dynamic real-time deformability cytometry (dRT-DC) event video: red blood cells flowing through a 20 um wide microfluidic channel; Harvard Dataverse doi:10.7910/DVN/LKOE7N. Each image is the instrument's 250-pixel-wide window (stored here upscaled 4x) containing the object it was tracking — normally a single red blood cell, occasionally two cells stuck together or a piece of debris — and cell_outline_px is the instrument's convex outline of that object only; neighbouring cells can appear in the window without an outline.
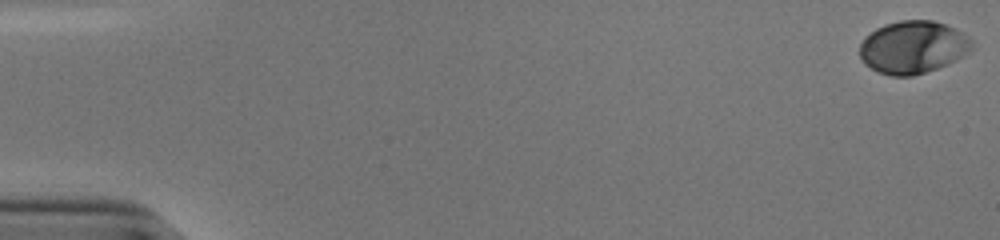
{"species": "human", "species_latin": "Homo sapiens", "temperature_condition": "cold", "stored_images_in_passage": 45, "camera_frame_rate_fps": 3000, "um_per_image_px": 0.085, "donor": {"sex": "male"}, "frame": {"image": 1, "passage_image": 1, "time_ms": 0.0, "image_size_px": [1000, 240], "cell_outline_px": [[972, 48], [968, 52], [956, 60], [948, 64], [912, 76], [892, 76], [876, 72], [864, 64], [860, 56], [860, 44], [864, 36], [876, 28], [884, 24], [900, 20], [932, 20], [956, 28], [968, 36], [972, 40]], "centroid_in_image_um": [77.57, 4.01], "position_along_channel_um": 7.4, "area_um2": 34.62}}
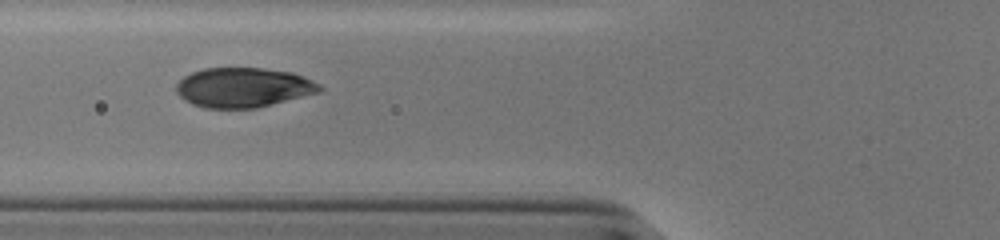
{"frame": {"image": 2, "passage_image": 22, "time_ms": 7.0, "image_size_px": [1000, 240], "cell_outline_px": [[324, 88], [320, 92], [256, 108], [204, 108], [192, 104], [180, 96], [176, 92], [176, 84], [184, 76], [192, 72], [204, 68], [264, 68], [292, 72], [304, 76], [320, 84]], "centroid_in_image_um": [20.69, 7.43], "position_along_channel_um": 105.1, "area_um2": 33.23}}
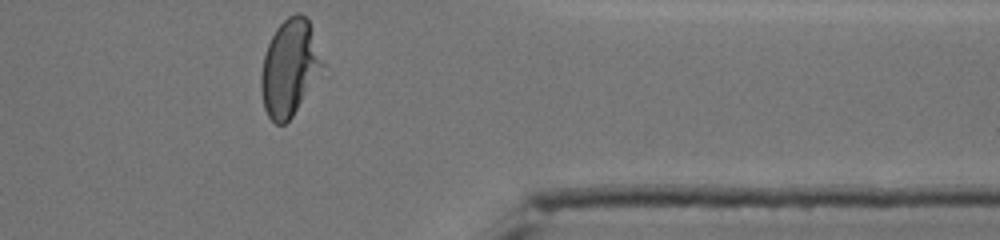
{"frame": {"image": 3, "passage_image": 45, "time_ms": 14.667, "image_size_px": [1000, 240], "cell_outline_px": [[324, 64], [292, 116], [284, 124], [276, 124], [268, 116], [264, 108], [260, 88], [260, 76], [264, 56], [268, 44], [276, 28], [288, 16], [296, 12], [300, 12], [308, 16]], "centroid_in_image_um": [24.59, 5.71], "position_along_channel_um": 386.8, "area_um2": 33.99}, "authors_computed_cell_mechanics": {"area_um2": 34.391, "velocity_mm_per_s": 3.8348, "shape_relaxation_time_tau1_ms": 3.5855, "shape_relaxation_time_tau2_ms": null, "deformation_change_tau1": 0.1542, "deformation_change_tau2": null}}